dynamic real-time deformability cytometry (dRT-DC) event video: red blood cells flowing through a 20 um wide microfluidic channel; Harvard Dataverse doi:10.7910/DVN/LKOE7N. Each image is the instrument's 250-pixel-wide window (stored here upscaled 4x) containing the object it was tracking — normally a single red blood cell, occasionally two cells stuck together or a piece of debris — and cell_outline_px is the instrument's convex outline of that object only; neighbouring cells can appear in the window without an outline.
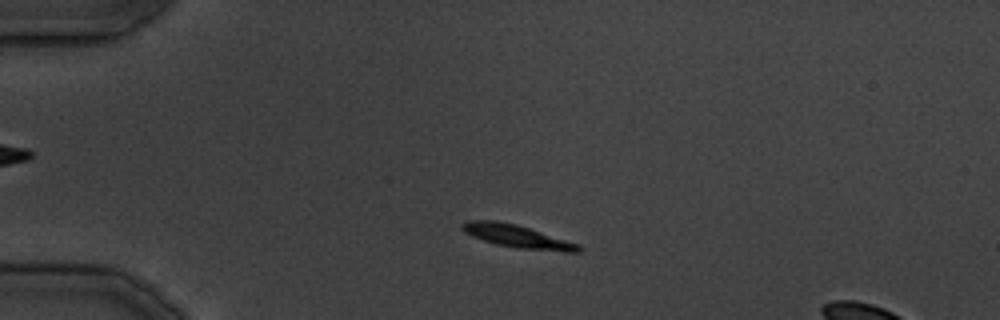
{"species": "common noctule bat (a hibernating species)", "species_latin": "Nyctalus noctula", "temperature_condition": "cold", "stored_images_in_passage": 8, "camera_frame_rate_fps": 3000, "um_per_image_px": 0.085, "animal": {"sex": "male", "body_mass_g": 19.5, "forearm_length_mm": 54.6}, "frame": {"image": 1, "passage_image": 5, "time_ms": 4.667, "image_size_px": [1000, 320], "cell_outline_px": [[580, 252], [564, 252], [516, 248], [496, 244], [472, 236], [464, 232], [460, 228], [460, 224], [468, 220], [496, 220], [516, 224], [580, 244]], "centroid_in_image_um": [43.94, 20.08], "position_along_channel_um": 41.1, "area_um2": 15.55}}